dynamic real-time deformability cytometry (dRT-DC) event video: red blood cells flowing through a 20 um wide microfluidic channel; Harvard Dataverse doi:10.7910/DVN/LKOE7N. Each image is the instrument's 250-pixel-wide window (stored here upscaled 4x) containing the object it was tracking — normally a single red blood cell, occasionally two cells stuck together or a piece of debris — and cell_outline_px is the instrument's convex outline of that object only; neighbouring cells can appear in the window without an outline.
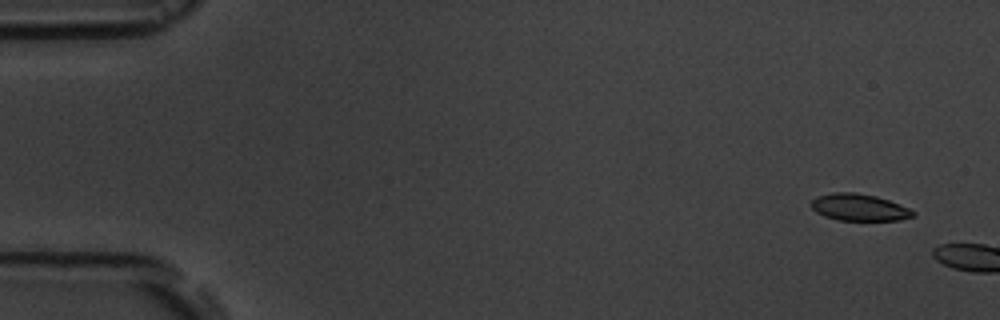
{"species": "common noctule bat (a hibernating species)", "species_latin": "Nyctalus noctula", "temperature_condition": "room temperature", "stored_images_in_passage": 2, "camera_frame_rate_fps": 3000, "um_per_image_px": 0.085, "animal": {"sex": "male", "body_mass_g": 19.5, "forearm_length_mm": 54.6}, "frame": {"image": 1, "passage_image": 1, "time_ms": 0.0, "image_size_px": [1000, 320], "cell_outline_px": [[916, 216], [896, 220], [840, 220], [824, 216], [816, 212], [812, 208], [812, 200], [816, 196], [832, 192], [856, 192], [876, 196], [888, 200], [908, 208], [916, 212]], "centroid_in_image_um": [73.02, 17.62], "position_along_channel_um": 12.0, "area_um2": 15.9}}